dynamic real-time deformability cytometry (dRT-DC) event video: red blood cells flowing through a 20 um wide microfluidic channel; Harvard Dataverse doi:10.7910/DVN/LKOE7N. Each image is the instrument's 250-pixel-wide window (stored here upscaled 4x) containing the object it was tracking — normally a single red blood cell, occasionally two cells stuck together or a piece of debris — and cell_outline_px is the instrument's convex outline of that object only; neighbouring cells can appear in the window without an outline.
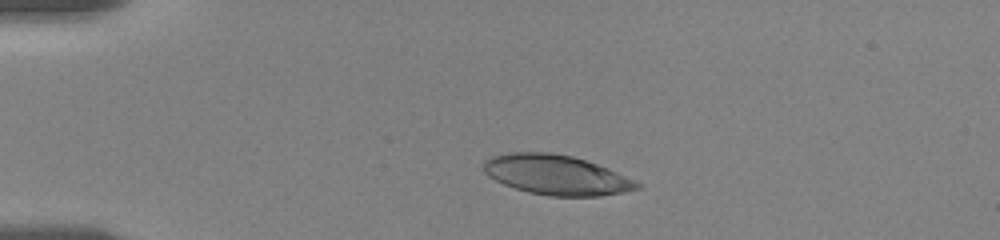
{"species": "human", "species_latin": "Homo sapiens", "temperature_condition": "room temperature", "stored_images_in_passage": 9, "camera_frame_rate_fps": 3000, "um_per_image_px": 0.085, "donor": {"sex": "female"}, "frame": {"image": 1, "passage_image": 4, "time_ms": 2.667, "image_size_px": [1000, 240], "cell_outline_px": [[640, 188], [600, 196], [548, 196], [528, 192], [504, 184], [488, 176], [484, 172], [484, 160], [492, 156], [512, 152], [552, 152], [572, 156], [608, 168], [640, 184]], "centroid_in_image_um": [47.24, 14.86], "position_along_channel_um": 37.8, "area_um2": 35.2}}
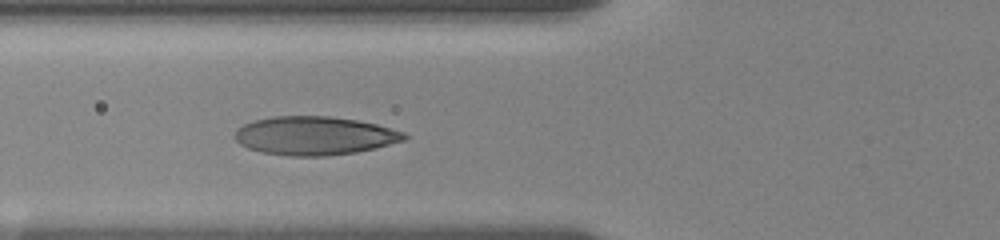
{"frame": {"image": 2, "passage_image": 8, "time_ms": 5.667, "image_size_px": [1000, 240], "cell_outline_px": [[408, 136], [404, 140], [376, 148], [356, 152], [324, 156], [288, 156], [260, 152], [248, 148], [240, 144], [232, 136], [236, 128], [244, 124], [256, 120], [272, 116], [328, 116], [356, 120], [376, 124], [404, 132]], "centroid_in_image_um": [26.69, 11.54], "position_along_channel_um": 99.1, "area_um2": 38.15}}
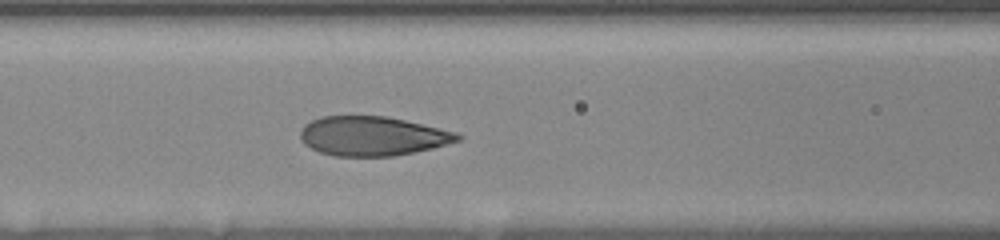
{"frame": {"image": 3, "passage_image": 9, "time_ms": 6.667, "image_size_px": [1000, 240], "cell_outline_px": [[464, 136], [460, 140], [432, 148], [392, 156], [332, 156], [320, 152], [304, 144], [300, 140], [300, 128], [304, 124], [320, 116], [384, 116], [404, 120], [456, 132]], "centroid_in_image_um": [31.61, 11.56], "position_along_channel_um": 135.0, "area_um2": 35.95}}